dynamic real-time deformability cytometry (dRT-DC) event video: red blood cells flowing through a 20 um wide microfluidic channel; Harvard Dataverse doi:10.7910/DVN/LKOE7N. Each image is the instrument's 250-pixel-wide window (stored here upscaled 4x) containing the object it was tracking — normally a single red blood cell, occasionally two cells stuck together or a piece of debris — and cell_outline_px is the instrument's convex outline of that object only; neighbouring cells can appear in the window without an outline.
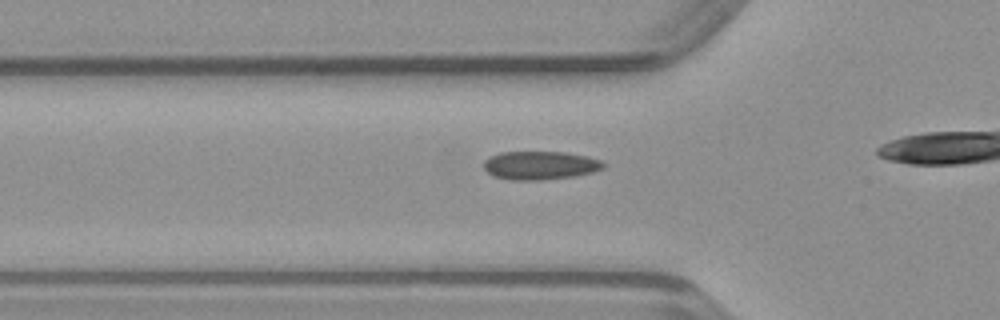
{"species": "common noctule bat (a hibernating species)", "species_latin": "Nyctalus noctula", "temperature_condition": "warm", "stored_images_in_passage": 16, "camera_frame_rate_fps": 3000, "um_per_image_px": 0.085, "animal": {"sex": "male", "body_mass_g": 23.1, "forearm_length_mm": 52.7}, "frame": {"image": 1, "passage_image": 11, "time_ms": 3.333, "image_size_px": [1000, 320], "cell_outline_px": [[608, 164], [604, 168], [592, 172], [576, 176], [540, 180], [508, 180], [492, 176], [484, 168], [484, 160], [500, 152], [568, 152], [588, 156], [600, 160]], "centroid_in_image_um": [45.94, 14.06], "position_along_channel_um": 79.9, "area_um2": 20.06}}
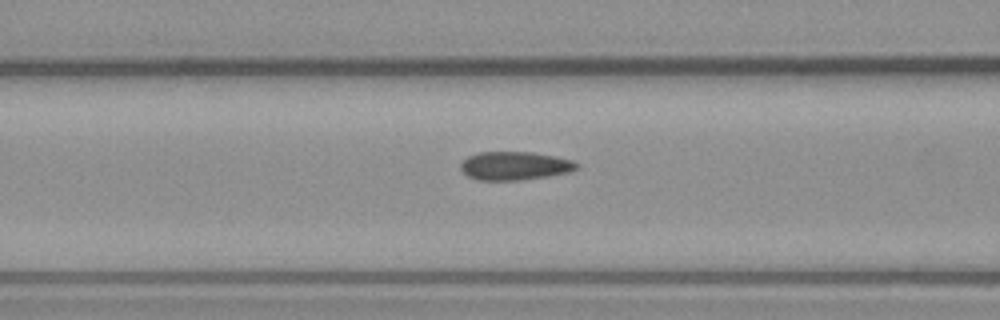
{"frame": {"image": 2, "passage_image": 14, "time_ms": 4.333, "image_size_px": [1000, 320], "cell_outline_px": [[580, 168], [572, 172], [524, 180], [476, 180], [468, 176], [460, 168], [460, 164], [468, 156], [480, 152], [532, 152], [556, 156], [576, 160], [580, 164]], "centroid_in_image_um": [43.84, 14.09], "position_along_channel_um": 122.8, "area_um2": 19.59}}